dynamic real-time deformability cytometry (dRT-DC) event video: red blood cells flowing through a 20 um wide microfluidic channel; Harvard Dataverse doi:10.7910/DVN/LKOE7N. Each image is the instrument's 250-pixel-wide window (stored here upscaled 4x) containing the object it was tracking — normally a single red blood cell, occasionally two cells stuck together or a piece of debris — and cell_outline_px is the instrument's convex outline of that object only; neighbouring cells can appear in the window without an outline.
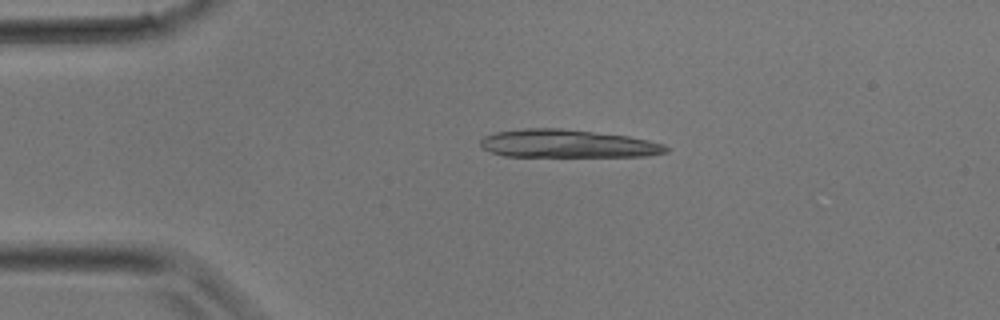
{"species": "common noctule bat (a hibernating species)", "species_latin": "Nyctalus noctula", "temperature_condition": "room temperature", "stored_images_in_passage": 1, "camera_frame_rate_fps": 3000, "um_per_image_px": 0.085, "animal": {"sex": "male", "body_mass_g": 17.9}, "frame": {"image": 1, "passage_image": 1, "time_ms": 0.0, "image_size_px": [1000, 320], "cell_outline_px": [[668, 152], [648, 156], [504, 156], [492, 152], [484, 148], [480, 144], [480, 140], [484, 136], [496, 132], [524, 128], [560, 128], [628, 136], [648, 140], [664, 144], [668, 148]], "centroid_in_image_um": [48.25, 12.21], "position_along_channel_um": 36.8, "area_um2": 30.17}}